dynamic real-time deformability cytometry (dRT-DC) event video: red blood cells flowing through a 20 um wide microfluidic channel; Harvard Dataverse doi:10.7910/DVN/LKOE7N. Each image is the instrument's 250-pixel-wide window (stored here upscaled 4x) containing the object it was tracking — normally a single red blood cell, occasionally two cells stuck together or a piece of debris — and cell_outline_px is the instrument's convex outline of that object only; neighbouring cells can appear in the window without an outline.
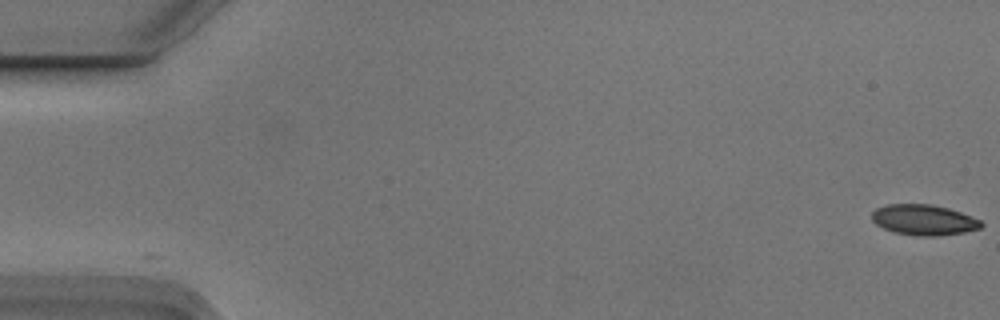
{"species": "Egyptian fruit bat (a non-hibernating species)", "species_latin": "Rousettus aegyptiacus", "temperature_condition": "cold", "stored_images_in_passage": 5, "camera_frame_rate_fps": 3000, "um_per_image_px": 0.085, "animal": {"sex": "male"}, "frame": {"image": 1, "passage_image": 1, "time_ms": 0.0, "image_size_px": [1000, 320], "cell_outline_px": [[984, 224], [980, 228], [964, 232], [936, 236], [916, 236], [892, 232], [876, 224], [872, 220], [872, 212], [876, 208], [888, 204], [932, 204], [948, 208], [972, 216], [980, 220]], "centroid_in_image_um": [78.51, 18.69], "position_along_channel_um": 6.5, "area_um2": 19.54}}
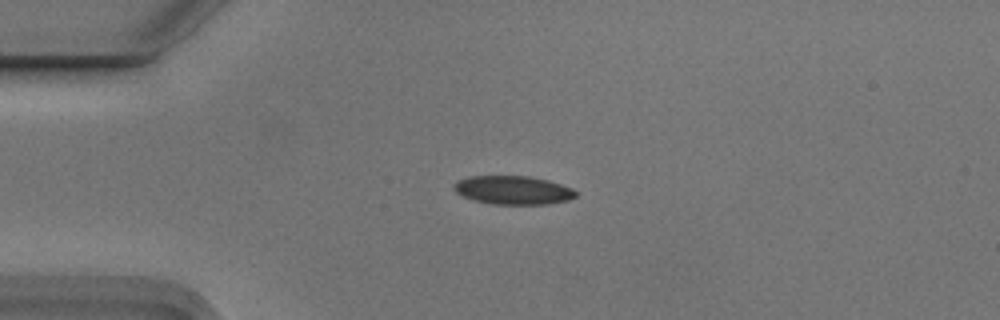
{"frame": {"image": 2, "passage_image": 4, "time_ms": 1.0, "image_size_px": [1000, 320], "cell_outline_px": [[576, 196], [568, 200], [548, 204], [492, 204], [476, 200], [464, 196], [456, 192], [452, 188], [452, 184], [456, 180], [468, 176], [528, 176], [548, 180], [572, 188], [576, 192]], "centroid_in_image_um": [43.58, 16.15], "position_along_channel_um": 41.4, "area_um2": 20.29}}